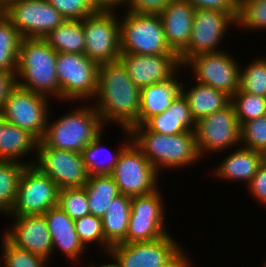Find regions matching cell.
Segmentation results:
<instances>
[{
  "instance_id": "obj_28",
  "label": "cell",
  "mask_w": 266,
  "mask_h": 267,
  "mask_svg": "<svg viewBox=\"0 0 266 267\" xmlns=\"http://www.w3.org/2000/svg\"><path fill=\"white\" fill-rule=\"evenodd\" d=\"M43 39L57 53H85L82 20H64Z\"/></svg>"
},
{
  "instance_id": "obj_40",
  "label": "cell",
  "mask_w": 266,
  "mask_h": 267,
  "mask_svg": "<svg viewBox=\"0 0 266 267\" xmlns=\"http://www.w3.org/2000/svg\"><path fill=\"white\" fill-rule=\"evenodd\" d=\"M65 20H82L98 9L91 0H47Z\"/></svg>"
},
{
  "instance_id": "obj_5",
  "label": "cell",
  "mask_w": 266,
  "mask_h": 267,
  "mask_svg": "<svg viewBox=\"0 0 266 267\" xmlns=\"http://www.w3.org/2000/svg\"><path fill=\"white\" fill-rule=\"evenodd\" d=\"M182 246L169 234L155 240L121 243L110 248L109 256L121 267H190Z\"/></svg>"
},
{
  "instance_id": "obj_43",
  "label": "cell",
  "mask_w": 266,
  "mask_h": 267,
  "mask_svg": "<svg viewBox=\"0 0 266 267\" xmlns=\"http://www.w3.org/2000/svg\"><path fill=\"white\" fill-rule=\"evenodd\" d=\"M195 9L238 12V0H187Z\"/></svg>"
},
{
  "instance_id": "obj_36",
  "label": "cell",
  "mask_w": 266,
  "mask_h": 267,
  "mask_svg": "<svg viewBox=\"0 0 266 267\" xmlns=\"http://www.w3.org/2000/svg\"><path fill=\"white\" fill-rule=\"evenodd\" d=\"M58 206L61 207L73 220L91 214L84 187L60 189Z\"/></svg>"
},
{
  "instance_id": "obj_9",
  "label": "cell",
  "mask_w": 266,
  "mask_h": 267,
  "mask_svg": "<svg viewBox=\"0 0 266 267\" xmlns=\"http://www.w3.org/2000/svg\"><path fill=\"white\" fill-rule=\"evenodd\" d=\"M116 16L115 10L98 9L82 19L85 54L97 64L119 60L120 22Z\"/></svg>"
},
{
  "instance_id": "obj_30",
  "label": "cell",
  "mask_w": 266,
  "mask_h": 267,
  "mask_svg": "<svg viewBox=\"0 0 266 267\" xmlns=\"http://www.w3.org/2000/svg\"><path fill=\"white\" fill-rule=\"evenodd\" d=\"M123 132H126L125 134L127 137H129V140L126 141V144L121 145V148L119 150H116L117 152L113 155L111 152V158L110 161L102 162L99 159V155L102 151V142H101V133L92 141L90 142L81 152V155L83 157V162L85 164V167L87 169V172L89 176L91 175H108L111 174L114 166L119 160V157L122 153V151L132 142V136L129 128L122 127ZM104 152V150H103ZM99 154V155H98ZM109 155V154H107ZM109 156V157H110ZM98 159V160H97ZM102 159V158H101ZM109 160V159H108Z\"/></svg>"
},
{
  "instance_id": "obj_21",
  "label": "cell",
  "mask_w": 266,
  "mask_h": 267,
  "mask_svg": "<svg viewBox=\"0 0 266 267\" xmlns=\"http://www.w3.org/2000/svg\"><path fill=\"white\" fill-rule=\"evenodd\" d=\"M43 215L48 224L53 249L57 247L68 259L78 261L87 247L82 244L75 231L74 220L58 205Z\"/></svg>"
},
{
  "instance_id": "obj_44",
  "label": "cell",
  "mask_w": 266,
  "mask_h": 267,
  "mask_svg": "<svg viewBox=\"0 0 266 267\" xmlns=\"http://www.w3.org/2000/svg\"><path fill=\"white\" fill-rule=\"evenodd\" d=\"M18 86L16 71H0V111L12 91Z\"/></svg>"
},
{
  "instance_id": "obj_6",
  "label": "cell",
  "mask_w": 266,
  "mask_h": 267,
  "mask_svg": "<svg viewBox=\"0 0 266 267\" xmlns=\"http://www.w3.org/2000/svg\"><path fill=\"white\" fill-rule=\"evenodd\" d=\"M120 20V51L131 54H176L167 45L159 14L126 11Z\"/></svg>"
},
{
  "instance_id": "obj_32",
  "label": "cell",
  "mask_w": 266,
  "mask_h": 267,
  "mask_svg": "<svg viewBox=\"0 0 266 267\" xmlns=\"http://www.w3.org/2000/svg\"><path fill=\"white\" fill-rule=\"evenodd\" d=\"M21 35L3 14L0 17V71H16Z\"/></svg>"
},
{
  "instance_id": "obj_12",
  "label": "cell",
  "mask_w": 266,
  "mask_h": 267,
  "mask_svg": "<svg viewBox=\"0 0 266 267\" xmlns=\"http://www.w3.org/2000/svg\"><path fill=\"white\" fill-rule=\"evenodd\" d=\"M50 104L49 97L17 86L1 112L6 122L28 131L40 141L46 130Z\"/></svg>"
},
{
  "instance_id": "obj_14",
  "label": "cell",
  "mask_w": 266,
  "mask_h": 267,
  "mask_svg": "<svg viewBox=\"0 0 266 267\" xmlns=\"http://www.w3.org/2000/svg\"><path fill=\"white\" fill-rule=\"evenodd\" d=\"M194 133L200 158L207 152H220L241 143V126L234 105L230 103L197 121Z\"/></svg>"
},
{
  "instance_id": "obj_26",
  "label": "cell",
  "mask_w": 266,
  "mask_h": 267,
  "mask_svg": "<svg viewBox=\"0 0 266 267\" xmlns=\"http://www.w3.org/2000/svg\"><path fill=\"white\" fill-rule=\"evenodd\" d=\"M38 140L28 131L16 125L6 122L0 133V161H15L25 165H32L31 162L22 160L31 151H37ZM35 149V150H34Z\"/></svg>"
},
{
  "instance_id": "obj_22",
  "label": "cell",
  "mask_w": 266,
  "mask_h": 267,
  "mask_svg": "<svg viewBox=\"0 0 266 267\" xmlns=\"http://www.w3.org/2000/svg\"><path fill=\"white\" fill-rule=\"evenodd\" d=\"M195 124L188 101L180 92L167 110L150 117L143 126L148 131L174 135L183 132H194Z\"/></svg>"
},
{
  "instance_id": "obj_17",
  "label": "cell",
  "mask_w": 266,
  "mask_h": 267,
  "mask_svg": "<svg viewBox=\"0 0 266 267\" xmlns=\"http://www.w3.org/2000/svg\"><path fill=\"white\" fill-rule=\"evenodd\" d=\"M194 69L196 81L209 85L232 97L239 90L240 68L236 60L225 51L199 54L183 64Z\"/></svg>"
},
{
  "instance_id": "obj_19",
  "label": "cell",
  "mask_w": 266,
  "mask_h": 267,
  "mask_svg": "<svg viewBox=\"0 0 266 267\" xmlns=\"http://www.w3.org/2000/svg\"><path fill=\"white\" fill-rule=\"evenodd\" d=\"M12 229L4 236L16 247L49 259L54 251L44 215L13 216Z\"/></svg>"
},
{
  "instance_id": "obj_24",
  "label": "cell",
  "mask_w": 266,
  "mask_h": 267,
  "mask_svg": "<svg viewBox=\"0 0 266 267\" xmlns=\"http://www.w3.org/2000/svg\"><path fill=\"white\" fill-rule=\"evenodd\" d=\"M235 151L224 158L221 165L214 169V173L223 180H239L248 185L266 160V155L242 146Z\"/></svg>"
},
{
  "instance_id": "obj_10",
  "label": "cell",
  "mask_w": 266,
  "mask_h": 267,
  "mask_svg": "<svg viewBox=\"0 0 266 267\" xmlns=\"http://www.w3.org/2000/svg\"><path fill=\"white\" fill-rule=\"evenodd\" d=\"M120 194L130 197L157 190L159 174L133 141L122 151L110 174Z\"/></svg>"
},
{
  "instance_id": "obj_15",
  "label": "cell",
  "mask_w": 266,
  "mask_h": 267,
  "mask_svg": "<svg viewBox=\"0 0 266 267\" xmlns=\"http://www.w3.org/2000/svg\"><path fill=\"white\" fill-rule=\"evenodd\" d=\"M36 150L33 165L49 176L59 189L84 187L89 174L81 153L47 147L41 141Z\"/></svg>"
},
{
  "instance_id": "obj_41",
  "label": "cell",
  "mask_w": 266,
  "mask_h": 267,
  "mask_svg": "<svg viewBox=\"0 0 266 267\" xmlns=\"http://www.w3.org/2000/svg\"><path fill=\"white\" fill-rule=\"evenodd\" d=\"M172 0H125L126 11L140 14H160Z\"/></svg>"
},
{
  "instance_id": "obj_16",
  "label": "cell",
  "mask_w": 266,
  "mask_h": 267,
  "mask_svg": "<svg viewBox=\"0 0 266 267\" xmlns=\"http://www.w3.org/2000/svg\"><path fill=\"white\" fill-rule=\"evenodd\" d=\"M161 199L158 189L146 195L131 197V213L123 243L151 241L168 234Z\"/></svg>"
},
{
  "instance_id": "obj_13",
  "label": "cell",
  "mask_w": 266,
  "mask_h": 267,
  "mask_svg": "<svg viewBox=\"0 0 266 267\" xmlns=\"http://www.w3.org/2000/svg\"><path fill=\"white\" fill-rule=\"evenodd\" d=\"M4 15L22 38H44L65 19L47 0H12Z\"/></svg>"
},
{
  "instance_id": "obj_29",
  "label": "cell",
  "mask_w": 266,
  "mask_h": 267,
  "mask_svg": "<svg viewBox=\"0 0 266 267\" xmlns=\"http://www.w3.org/2000/svg\"><path fill=\"white\" fill-rule=\"evenodd\" d=\"M91 214L102 218L110 202L120 195L118 186L110 174L91 175L84 185Z\"/></svg>"
},
{
  "instance_id": "obj_46",
  "label": "cell",
  "mask_w": 266,
  "mask_h": 267,
  "mask_svg": "<svg viewBox=\"0 0 266 267\" xmlns=\"http://www.w3.org/2000/svg\"><path fill=\"white\" fill-rule=\"evenodd\" d=\"M112 261L114 260L113 263L110 262V264H101L100 267H121L120 264L117 262V260L113 257H111Z\"/></svg>"
},
{
  "instance_id": "obj_34",
  "label": "cell",
  "mask_w": 266,
  "mask_h": 267,
  "mask_svg": "<svg viewBox=\"0 0 266 267\" xmlns=\"http://www.w3.org/2000/svg\"><path fill=\"white\" fill-rule=\"evenodd\" d=\"M240 70L239 90L266 98V57Z\"/></svg>"
},
{
  "instance_id": "obj_38",
  "label": "cell",
  "mask_w": 266,
  "mask_h": 267,
  "mask_svg": "<svg viewBox=\"0 0 266 267\" xmlns=\"http://www.w3.org/2000/svg\"><path fill=\"white\" fill-rule=\"evenodd\" d=\"M75 231L85 247L89 243H100L105 252L109 253L111 246L106 242L102 228V218L96 217L93 214H88L80 219L74 220Z\"/></svg>"
},
{
  "instance_id": "obj_2",
  "label": "cell",
  "mask_w": 266,
  "mask_h": 267,
  "mask_svg": "<svg viewBox=\"0 0 266 267\" xmlns=\"http://www.w3.org/2000/svg\"><path fill=\"white\" fill-rule=\"evenodd\" d=\"M57 52L42 38H22L17 61L18 86L60 99Z\"/></svg>"
},
{
  "instance_id": "obj_18",
  "label": "cell",
  "mask_w": 266,
  "mask_h": 267,
  "mask_svg": "<svg viewBox=\"0 0 266 267\" xmlns=\"http://www.w3.org/2000/svg\"><path fill=\"white\" fill-rule=\"evenodd\" d=\"M119 59L138 88L171 79L182 67L177 54L121 53Z\"/></svg>"
},
{
  "instance_id": "obj_31",
  "label": "cell",
  "mask_w": 266,
  "mask_h": 267,
  "mask_svg": "<svg viewBox=\"0 0 266 267\" xmlns=\"http://www.w3.org/2000/svg\"><path fill=\"white\" fill-rule=\"evenodd\" d=\"M24 166L21 162L0 161V214L9 215L12 210Z\"/></svg>"
},
{
  "instance_id": "obj_42",
  "label": "cell",
  "mask_w": 266,
  "mask_h": 267,
  "mask_svg": "<svg viewBox=\"0 0 266 267\" xmlns=\"http://www.w3.org/2000/svg\"><path fill=\"white\" fill-rule=\"evenodd\" d=\"M249 192L258 202L266 205V160L259 167L258 171L247 185Z\"/></svg>"
},
{
  "instance_id": "obj_4",
  "label": "cell",
  "mask_w": 266,
  "mask_h": 267,
  "mask_svg": "<svg viewBox=\"0 0 266 267\" xmlns=\"http://www.w3.org/2000/svg\"><path fill=\"white\" fill-rule=\"evenodd\" d=\"M78 109L65 114L52 124L48 119L40 141L47 147L81 153L105 126L93 105Z\"/></svg>"
},
{
  "instance_id": "obj_20",
  "label": "cell",
  "mask_w": 266,
  "mask_h": 267,
  "mask_svg": "<svg viewBox=\"0 0 266 267\" xmlns=\"http://www.w3.org/2000/svg\"><path fill=\"white\" fill-rule=\"evenodd\" d=\"M195 10L187 0H172L159 14L167 45L177 55L189 43Z\"/></svg>"
},
{
  "instance_id": "obj_39",
  "label": "cell",
  "mask_w": 266,
  "mask_h": 267,
  "mask_svg": "<svg viewBox=\"0 0 266 267\" xmlns=\"http://www.w3.org/2000/svg\"><path fill=\"white\" fill-rule=\"evenodd\" d=\"M241 143L244 148L266 155V115L249 120L241 126Z\"/></svg>"
},
{
  "instance_id": "obj_3",
  "label": "cell",
  "mask_w": 266,
  "mask_h": 267,
  "mask_svg": "<svg viewBox=\"0 0 266 267\" xmlns=\"http://www.w3.org/2000/svg\"><path fill=\"white\" fill-rule=\"evenodd\" d=\"M133 143L157 172L160 168H179L199 161L194 132L165 135L148 131L143 125L130 128Z\"/></svg>"
},
{
  "instance_id": "obj_45",
  "label": "cell",
  "mask_w": 266,
  "mask_h": 267,
  "mask_svg": "<svg viewBox=\"0 0 266 267\" xmlns=\"http://www.w3.org/2000/svg\"><path fill=\"white\" fill-rule=\"evenodd\" d=\"M125 0H91L97 9L113 10L124 4ZM120 4V5H119Z\"/></svg>"
},
{
  "instance_id": "obj_35",
  "label": "cell",
  "mask_w": 266,
  "mask_h": 267,
  "mask_svg": "<svg viewBox=\"0 0 266 267\" xmlns=\"http://www.w3.org/2000/svg\"><path fill=\"white\" fill-rule=\"evenodd\" d=\"M238 27L266 29V0H238ZM265 28V29H264Z\"/></svg>"
},
{
  "instance_id": "obj_37",
  "label": "cell",
  "mask_w": 266,
  "mask_h": 267,
  "mask_svg": "<svg viewBox=\"0 0 266 267\" xmlns=\"http://www.w3.org/2000/svg\"><path fill=\"white\" fill-rule=\"evenodd\" d=\"M3 263L0 267H45L48 259L13 245L3 236Z\"/></svg>"
},
{
  "instance_id": "obj_33",
  "label": "cell",
  "mask_w": 266,
  "mask_h": 267,
  "mask_svg": "<svg viewBox=\"0 0 266 267\" xmlns=\"http://www.w3.org/2000/svg\"><path fill=\"white\" fill-rule=\"evenodd\" d=\"M238 123L245 122L266 115V98L238 90L232 97Z\"/></svg>"
},
{
  "instance_id": "obj_47",
  "label": "cell",
  "mask_w": 266,
  "mask_h": 267,
  "mask_svg": "<svg viewBox=\"0 0 266 267\" xmlns=\"http://www.w3.org/2000/svg\"><path fill=\"white\" fill-rule=\"evenodd\" d=\"M5 123H6V120L3 117L2 112L0 111V133Z\"/></svg>"
},
{
  "instance_id": "obj_1",
  "label": "cell",
  "mask_w": 266,
  "mask_h": 267,
  "mask_svg": "<svg viewBox=\"0 0 266 267\" xmlns=\"http://www.w3.org/2000/svg\"><path fill=\"white\" fill-rule=\"evenodd\" d=\"M94 108L103 124L109 121L120 128L138 126L140 88L131 80L126 67L117 61L99 64ZM98 101V102H97Z\"/></svg>"
},
{
  "instance_id": "obj_25",
  "label": "cell",
  "mask_w": 266,
  "mask_h": 267,
  "mask_svg": "<svg viewBox=\"0 0 266 267\" xmlns=\"http://www.w3.org/2000/svg\"><path fill=\"white\" fill-rule=\"evenodd\" d=\"M181 86V92L186 97L190 113L195 122L227 107L231 97L209 85L197 82L190 90Z\"/></svg>"
},
{
  "instance_id": "obj_8",
  "label": "cell",
  "mask_w": 266,
  "mask_h": 267,
  "mask_svg": "<svg viewBox=\"0 0 266 267\" xmlns=\"http://www.w3.org/2000/svg\"><path fill=\"white\" fill-rule=\"evenodd\" d=\"M59 187L36 166L25 165L18 183L12 216L43 215L58 205Z\"/></svg>"
},
{
  "instance_id": "obj_23",
  "label": "cell",
  "mask_w": 266,
  "mask_h": 267,
  "mask_svg": "<svg viewBox=\"0 0 266 267\" xmlns=\"http://www.w3.org/2000/svg\"><path fill=\"white\" fill-rule=\"evenodd\" d=\"M179 79L174 75L171 79L154 83L140 89V111L138 125H143L150 117L167 110L175 97L181 92Z\"/></svg>"
},
{
  "instance_id": "obj_11",
  "label": "cell",
  "mask_w": 266,
  "mask_h": 267,
  "mask_svg": "<svg viewBox=\"0 0 266 267\" xmlns=\"http://www.w3.org/2000/svg\"><path fill=\"white\" fill-rule=\"evenodd\" d=\"M237 13L196 9L189 43L178 55L180 64L199 54L219 52L217 47L226 34V29L237 24Z\"/></svg>"
},
{
  "instance_id": "obj_49",
  "label": "cell",
  "mask_w": 266,
  "mask_h": 267,
  "mask_svg": "<svg viewBox=\"0 0 266 267\" xmlns=\"http://www.w3.org/2000/svg\"><path fill=\"white\" fill-rule=\"evenodd\" d=\"M4 14V6L0 3V17Z\"/></svg>"
},
{
  "instance_id": "obj_7",
  "label": "cell",
  "mask_w": 266,
  "mask_h": 267,
  "mask_svg": "<svg viewBox=\"0 0 266 267\" xmlns=\"http://www.w3.org/2000/svg\"><path fill=\"white\" fill-rule=\"evenodd\" d=\"M98 68L85 53H57L56 69L60 99L72 101L94 98L97 91Z\"/></svg>"
},
{
  "instance_id": "obj_27",
  "label": "cell",
  "mask_w": 266,
  "mask_h": 267,
  "mask_svg": "<svg viewBox=\"0 0 266 267\" xmlns=\"http://www.w3.org/2000/svg\"><path fill=\"white\" fill-rule=\"evenodd\" d=\"M130 213V196L120 194L110 202L102 217V228L105 240L111 247L125 241Z\"/></svg>"
},
{
  "instance_id": "obj_48",
  "label": "cell",
  "mask_w": 266,
  "mask_h": 267,
  "mask_svg": "<svg viewBox=\"0 0 266 267\" xmlns=\"http://www.w3.org/2000/svg\"><path fill=\"white\" fill-rule=\"evenodd\" d=\"M12 0H0V3L5 7L8 3H10Z\"/></svg>"
}]
</instances>
